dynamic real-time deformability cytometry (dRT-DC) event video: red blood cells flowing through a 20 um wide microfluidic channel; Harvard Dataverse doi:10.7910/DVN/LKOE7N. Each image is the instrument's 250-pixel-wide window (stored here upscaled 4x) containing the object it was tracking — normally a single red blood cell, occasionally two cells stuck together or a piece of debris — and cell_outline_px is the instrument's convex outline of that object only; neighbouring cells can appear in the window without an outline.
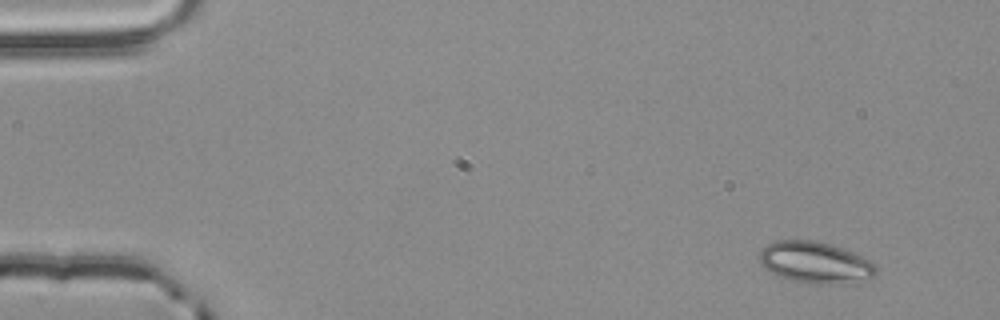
{"species": "common noctule bat (a hibernating species)", "species_latin": "Nyctalus noctula", "temperature_condition": "room temperature", "stored_images_in_passage": 4, "camera_frame_rate_fps": 3000, "um_per_image_px": 0.085, "animal": {"sex": "male", "body_mass_g": 20.4}, "frame": {"image": 1, "passage_image": 1, "time_ms": 0.0, "image_size_px": [1000, 320], "cell_outline_px": [[876, 272], [872, 276], [832, 284], [812, 284], [792, 280], [776, 276], [764, 268], [760, 260], [760, 252], [768, 244], [776, 240], [816, 240], [832, 244], [844, 248], [872, 260], [876, 268]], "centroid_in_image_um": [69.26, 22.28], "position_along_channel_um": 15.7, "area_um2": 27.98}}